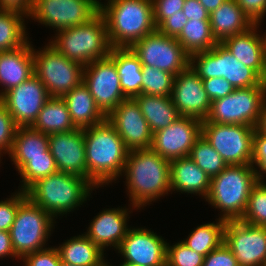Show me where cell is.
Returning a JSON list of instances; mask_svg holds the SVG:
<instances>
[{"label": "cell", "instance_id": "1", "mask_svg": "<svg viewBox=\"0 0 266 266\" xmlns=\"http://www.w3.org/2000/svg\"><path fill=\"white\" fill-rule=\"evenodd\" d=\"M86 179L95 187L116 181L125 168L129 150L107 121L83 129Z\"/></svg>", "mask_w": 266, "mask_h": 266}, {"label": "cell", "instance_id": "2", "mask_svg": "<svg viewBox=\"0 0 266 266\" xmlns=\"http://www.w3.org/2000/svg\"><path fill=\"white\" fill-rule=\"evenodd\" d=\"M123 173L132 209L147 206L171 191L170 161L151 148L130 150Z\"/></svg>", "mask_w": 266, "mask_h": 266}, {"label": "cell", "instance_id": "3", "mask_svg": "<svg viewBox=\"0 0 266 266\" xmlns=\"http://www.w3.org/2000/svg\"><path fill=\"white\" fill-rule=\"evenodd\" d=\"M100 2V13L107 25L111 48L131 47L157 30L152 0H107Z\"/></svg>", "mask_w": 266, "mask_h": 266}, {"label": "cell", "instance_id": "4", "mask_svg": "<svg viewBox=\"0 0 266 266\" xmlns=\"http://www.w3.org/2000/svg\"><path fill=\"white\" fill-rule=\"evenodd\" d=\"M94 189L86 178L58 171L39 179L26 193L35 205L57 219L87 201Z\"/></svg>", "mask_w": 266, "mask_h": 266}, {"label": "cell", "instance_id": "5", "mask_svg": "<svg viewBox=\"0 0 266 266\" xmlns=\"http://www.w3.org/2000/svg\"><path fill=\"white\" fill-rule=\"evenodd\" d=\"M252 165H228L220 174L211 178L206 201L220 209L222 220H241L252 188L258 182Z\"/></svg>", "mask_w": 266, "mask_h": 266}, {"label": "cell", "instance_id": "6", "mask_svg": "<svg viewBox=\"0 0 266 266\" xmlns=\"http://www.w3.org/2000/svg\"><path fill=\"white\" fill-rule=\"evenodd\" d=\"M49 43L83 66L108 57L111 50L106 21L100 12L85 24L57 31Z\"/></svg>", "mask_w": 266, "mask_h": 266}, {"label": "cell", "instance_id": "7", "mask_svg": "<svg viewBox=\"0 0 266 266\" xmlns=\"http://www.w3.org/2000/svg\"><path fill=\"white\" fill-rule=\"evenodd\" d=\"M190 68L201 78H224L235 89L266 85L253 69L238 61L222 44L189 56Z\"/></svg>", "mask_w": 266, "mask_h": 266}, {"label": "cell", "instance_id": "8", "mask_svg": "<svg viewBox=\"0 0 266 266\" xmlns=\"http://www.w3.org/2000/svg\"><path fill=\"white\" fill-rule=\"evenodd\" d=\"M41 49L33 48L34 75L51 97H63L83 81L84 66L65 57L49 42Z\"/></svg>", "mask_w": 266, "mask_h": 266}, {"label": "cell", "instance_id": "9", "mask_svg": "<svg viewBox=\"0 0 266 266\" xmlns=\"http://www.w3.org/2000/svg\"><path fill=\"white\" fill-rule=\"evenodd\" d=\"M55 220L50 213L27 198L19 206L9 231L16 255L22 259L29 253L46 249L45 244Z\"/></svg>", "mask_w": 266, "mask_h": 266}, {"label": "cell", "instance_id": "10", "mask_svg": "<svg viewBox=\"0 0 266 266\" xmlns=\"http://www.w3.org/2000/svg\"><path fill=\"white\" fill-rule=\"evenodd\" d=\"M266 102V85L235 89L212 101L208 117L202 122L256 127Z\"/></svg>", "mask_w": 266, "mask_h": 266}, {"label": "cell", "instance_id": "11", "mask_svg": "<svg viewBox=\"0 0 266 266\" xmlns=\"http://www.w3.org/2000/svg\"><path fill=\"white\" fill-rule=\"evenodd\" d=\"M255 127L202 122L201 135L227 165H251Z\"/></svg>", "mask_w": 266, "mask_h": 266}, {"label": "cell", "instance_id": "12", "mask_svg": "<svg viewBox=\"0 0 266 266\" xmlns=\"http://www.w3.org/2000/svg\"><path fill=\"white\" fill-rule=\"evenodd\" d=\"M100 12L99 0H34L28 18L56 32L90 21Z\"/></svg>", "mask_w": 266, "mask_h": 266}, {"label": "cell", "instance_id": "13", "mask_svg": "<svg viewBox=\"0 0 266 266\" xmlns=\"http://www.w3.org/2000/svg\"><path fill=\"white\" fill-rule=\"evenodd\" d=\"M142 66L155 67L174 76L189 66V55L176 38L157 30L135 42L131 47Z\"/></svg>", "mask_w": 266, "mask_h": 266}, {"label": "cell", "instance_id": "14", "mask_svg": "<svg viewBox=\"0 0 266 266\" xmlns=\"http://www.w3.org/2000/svg\"><path fill=\"white\" fill-rule=\"evenodd\" d=\"M83 82L105 116L127 99L121 89L115 61L110 56L84 66Z\"/></svg>", "mask_w": 266, "mask_h": 266}, {"label": "cell", "instance_id": "15", "mask_svg": "<svg viewBox=\"0 0 266 266\" xmlns=\"http://www.w3.org/2000/svg\"><path fill=\"white\" fill-rule=\"evenodd\" d=\"M224 243L239 266H265L266 227L249 225L241 220L226 221Z\"/></svg>", "mask_w": 266, "mask_h": 266}, {"label": "cell", "instance_id": "16", "mask_svg": "<svg viewBox=\"0 0 266 266\" xmlns=\"http://www.w3.org/2000/svg\"><path fill=\"white\" fill-rule=\"evenodd\" d=\"M50 97L43 83L33 75L5 92L0 100L18 127H29Z\"/></svg>", "mask_w": 266, "mask_h": 266}, {"label": "cell", "instance_id": "17", "mask_svg": "<svg viewBox=\"0 0 266 266\" xmlns=\"http://www.w3.org/2000/svg\"><path fill=\"white\" fill-rule=\"evenodd\" d=\"M201 128V120L180 116L168 127L153 133L150 148L169 161L187 157L201 136Z\"/></svg>", "mask_w": 266, "mask_h": 266}, {"label": "cell", "instance_id": "18", "mask_svg": "<svg viewBox=\"0 0 266 266\" xmlns=\"http://www.w3.org/2000/svg\"><path fill=\"white\" fill-rule=\"evenodd\" d=\"M106 120L116 129L129 151L151 147L153 133L134 99L122 101Z\"/></svg>", "mask_w": 266, "mask_h": 266}, {"label": "cell", "instance_id": "19", "mask_svg": "<svg viewBox=\"0 0 266 266\" xmlns=\"http://www.w3.org/2000/svg\"><path fill=\"white\" fill-rule=\"evenodd\" d=\"M167 242L150 229L131 228L116 249L124 261L136 266H166Z\"/></svg>", "mask_w": 266, "mask_h": 266}, {"label": "cell", "instance_id": "20", "mask_svg": "<svg viewBox=\"0 0 266 266\" xmlns=\"http://www.w3.org/2000/svg\"><path fill=\"white\" fill-rule=\"evenodd\" d=\"M170 97L181 116L204 121L210 113L212 101L190 66L175 76Z\"/></svg>", "mask_w": 266, "mask_h": 266}, {"label": "cell", "instance_id": "21", "mask_svg": "<svg viewBox=\"0 0 266 266\" xmlns=\"http://www.w3.org/2000/svg\"><path fill=\"white\" fill-rule=\"evenodd\" d=\"M49 151L59 172L86 178V152L83 129L48 135Z\"/></svg>", "mask_w": 266, "mask_h": 266}, {"label": "cell", "instance_id": "22", "mask_svg": "<svg viewBox=\"0 0 266 266\" xmlns=\"http://www.w3.org/2000/svg\"><path fill=\"white\" fill-rule=\"evenodd\" d=\"M258 28L259 25L255 23L243 33L232 35L221 43L238 61L253 69L266 81V51L263 36L257 32Z\"/></svg>", "mask_w": 266, "mask_h": 266}, {"label": "cell", "instance_id": "23", "mask_svg": "<svg viewBox=\"0 0 266 266\" xmlns=\"http://www.w3.org/2000/svg\"><path fill=\"white\" fill-rule=\"evenodd\" d=\"M124 208L101 211L90 223L87 233L85 232V235L103 251L108 246L117 249L130 229L127 226L130 211Z\"/></svg>", "mask_w": 266, "mask_h": 266}, {"label": "cell", "instance_id": "24", "mask_svg": "<svg viewBox=\"0 0 266 266\" xmlns=\"http://www.w3.org/2000/svg\"><path fill=\"white\" fill-rule=\"evenodd\" d=\"M33 75V46L30 41L21 48L0 52V85L4 87L0 91V97Z\"/></svg>", "mask_w": 266, "mask_h": 266}, {"label": "cell", "instance_id": "25", "mask_svg": "<svg viewBox=\"0 0 266 266\" xmlns=\"http://www.w3.org/2000/svg\"><path fill=\"white\" fill-rule=\"evenodd\" d=\"M211 178L189 157L170 161L171 191L198 194L206 198Z\"/></svg>", "mask_w": 266, "mask_h": 266}, {"label": "cell", "instance_id": "26", "mask_svg": "<svg viewBox=\"0 0 266 266\" xmlns=\"http://www.w3.org/2000/svg\"><path fill=\"white\" fill-rule=\"evenodd\" d=\"M212 34L218 43L243 33L255 23L247 16L236 0H226L209 16Z\"/></svg>", "mask_w": 266, "mask_h": 266}, {"label": "cell", "instance_id": "27", "mask_svg": "<svg viewBox=\"0 0 266 266\" xmlns=\"http://www.w3.org/2000/svg\"><path fill=\"white\" fill-rule=\"evenodd\" d=\"M62 98L67 104L71 120L76 128L85 129L106 120V116L97 107L83 81Z\"/></svg>", "mask_w": 266, "mask_h": 266}, {"label": "cell", "instance_id": "28", "mask_svg": "<svg viewBox=\"0 0 266 266\" xmlns=\"http://www.w3.org/2000/svg\"><path fill=\"white\" fill-rule=\"evenodd\" d=\"M109 56L115 61L124 96L133 99L142 94V64L132 49L111 48Z\"/></svg>", "mask_w": 266, "mask_h": 266}, {"label": "cell", "instance_id": "29", "mask_svg": "<svg viewBox=\"0 0 266 266\" xmlns=\"http://www.w3.org/2000/svg\"><path fill=\"white\" fill-rule=\"evenodd\" d=\"M8 155L17 171L28 162V157L52 156L49 151L48 135L31 126L18 127L12 149Z\"/></svg>", "mask_w": 266, "mask_h": 266}, {"label": "cell", "instance_id": "30", "mask_svg": "<svg viewBox=\"0 0 266 266\" xmlns=\"http://www.w3.org/2000/svg\"><path fill=\"white\" fill-rule=\"evenodd\" d=\"M133 99L139 105L152 133L168 127L181 116L170 96L140 94Z\"/></svg>", "mask_w": 266, "mask_h": 266}, {"label": "cell", "instance_id": "31", "mask_svg": "<svg viewBox=\"0 0 266 266\" xmlns=\"http://www.w3.org/2000/svg\"><path fill=\"white\" fill-rule=\"evenodd\" d=\"M61 261L74 266H102L104 251L85 234L75 236L56 247Z\"/></svg>", "mask_w": 266, "mask_h": 266}, {"label": "cell", "instance_id": "32", "mask_svg": "<svg viewBox=\"0 0 266 266\" xmlns=\"http://www.w3.org/2000/svg\"><path fill=\"white\" fill-rule=\"evenodd\" d=\"M31 127L47 135L76 129L62 97H50Z\"/></svg>", "mask_w": 266, "mask_h": 266}, {"label": "cell", "instance_id": "33", "mask_svg": "<svg viewBox=\"0 0 266 266\" xmlns=\"http://www.w3.org/2000/svg\"><path fill=\"white\" fill-rule=\"evenodd\" d=\"M25 18L21 12L0 9V52L21 48L29 41Z\"/></svg>", "mask_w": 266, "mask_h": 266}, {"label": "cell", "instance_id": "34", "mask_svg": "<svg viewBox=\"0 0 266 266\" xmlns=\"http://www.w3.org/2000/svg\"><path fill=\"white\" fill-rule=\"evenodd\" d=\"M176 39L189 56L208 51L218 43L212 34L210 20H188Z\"/></svg>", "mask_w": 266, "mask_h": 266}, {"label": "cell", "instance_id": "35", "mask_svg": "<svg viewBox=\"0 0 266 266\" xmlns=\"http://www.w3.org/2000/svg\"><path fill=\"white\" fill-rule=\"evenodd\" d=\"M217 221L197 226L182 242L205 257L224 242L226 221L220 218Z\"/></svg>", "mask_w": 266, "mask_h": 266}, {"label": "cell", "instance_id": "36", "mask_svg": "<svg viewBox=\"0 0 266 266\" xmlns=\"http://www.w3.org/2000/svg\"><path fill=\"white\" fill-rule=\"evenodd\" d=\"M189 157L210 178L220 174L228 165L221 155L201 135L191 148Z\"/></svg>", "mask_w": 266, "mask_h": 266}, {"label": "cell", "instance_id": "37", "mask_svg": "<svg viewBox=\"0 0 266 266\" xmlns=\"http://www.w3.org/2000/svg\"><path fill=\"white\" fill-rule=\"evenodd\" d=\"M18 171L22 180L19 190L26 192L39 179L58 172V169L53 156H37L28 157V162Z\"/></svg>", "mask_w": 266, "mask_h": 266}, {"label": "cell", "instance_id": "38", "mask_svg": "<svg viewBox=\"0 0 266 266\" xmlns=\"http://www.w3.org/2000/svg\"><path fill=\"white\" fill-rule=\"evenodd\" d=\"M142 75V94L171 96L174 75L150 66H142Z\"/></svg>", "mask_w": 266, "mask_h": 266}, {"label": "cell", "instance_id": "39", "mask_svg": "<svg viewBox=\"0 0 266 266\" xmlns=\"http://www.w3.org/2000/svg\"><path fill=\"white\" fill-rule=\"evenodd\" d=\"M241 221L253 226L266 227V183L258 180L251 190Z\"/></svg>", "mask_w": 266, "mask_h": 266}, {"label": "cell", "instance_id": "40", "mask_svg": "<svg viewBox=\"0 0 266 266\" xmlns=\"http://www.w3.org/2000/svg\"><path fill=\"white\" fill-rule=\"evenodd\" d=\"M204 256L187 247L182 241L166 245V266H202Z\"/></svg>", "mask_w": 266, "mask_h": 266}, {"label": "cell", "instance_id": "41", "mask_svg": "<svg viewBox=\"0 0 266 266\" xmlns=\"http://www.w3.org/2000/svg\"><path fill=\"white\" fill-rule=\"evenodd\" d=\"M17 129L18 126L0 100V152L3 154L10 153Z\"/></svg>", "mask_w": 266, "mask_h": 266}, {"label": "cell", "instance_id": "42", "mask_svg": "<svg viewBox=\"0 0 266 266\" xmlns=\"http://www.w3.org/2000/svg\"><path fill=\"white\" fill-rule=\"evenodd\" d=\"M16 193L0 201V231H10L19 206L28 198L24 191L18 190Z\"/></svg>", "mask_w": 266, "mask_h": 266}, {"label": "cell", "instance_id": "43", "mask_svg": "<svg viewBox=\"0 0 266 266\" xmlns=\"http://www.w3.org/2000/svg\"><path fill=\"white\" fill-rule=\"evenodd\" d=\"M185 0H152L156 28L171 15L182 14Z\"/></svg>", "mask_w": 266, "mask_h": 266}, {"label": "cell", "instance_id": "44", "mask_svg": "<svg viewBox=\"0 0 266 266\" xmlns=\"http://www.w3.org/2000/svg\"><path fill=\"white\" fill-rule=\"evenodd\" d=\"M21 260L25 266H60L62 262L59 251L55 247L29 253Z\"/></svg>", "mask_w": 266, "mask_h": 266}, {"label": "cell", "instance_id": "45", "mask_svg": "<svg viewBox=\"0 0 266 266\" xmlns=\"http://www.w3.org/2000/svg\"><path fill=\"white\" fill-rule=\"evenodd\" d=\"M251 165L255 168L258 179L264 181V175L262 174H266V137L259 134L256 130L253 135V158Z\"/></svg>", "mask_w": 266, "mask_h": 266}, {"label": "cell", "instance_id": "46", "mask_svg": "<svg viewBox=\"0 0 266 266\" xmlns=\"http://www.w3.org/2000/svg\"><path fill=\"white\" fill-rule=\"evenodd\" d=\"M202 266H239V264L232 251L223 242L204 257Z\"/></svg>", "mask_w": 266, "mask_h": 266}, {"label": "cell", "instance_id": "47", "mask_svg": "<svg viewBox=\"0 0 266 266\" xmlns=\"http://www.w3.org/2000/svg\"><path fill=\"white\" fill-rule=\"evenodd\" d=\"M202 83L211 101L224 98L235 90L233 85L222 77L202 79Z\"/></svg>", "mask_w": 266, "mask_h": 266}, {"label": "cell", "instance_id": "48", "mask_svg": "<svg viewBox=\"0 0 266 266\" xmlns=\"http://www.w3.org/2000/svg\"><path fill=\"white\" fill-rule=\"evenodd\" d=\"M188 19L182 14L171 15L165 19L158 27L157 31L161 34L177 38L183 30V27L187 24Z\"/></svg>", "mask_w": 266, "mask_h": 266}, {"label": "cell", "instance_id": "49", "mask_svg": "<svg viewBox=\"0 0 266 266\" xmlns=\"http://www.w3.org/2000/svg\"><path fill=\"white\" fill-rule=\"evenodd\" d=\"M247 16L260 26L266 14V0H236Z\"/></svg>", "mask_w": 266, "mask_h": 266}, {"label": "cell", "instance_id": "50", "mask_svg": "<svg viewBox=\"0 0 266 266\" xmlns=\"http://www.w3.org/2000/svg\"><path fill=\"white\" fill-rule=\"evenodd\" d=\"M182 11L188 20H209L210 14L198 0H185Z\"/></svg>", "mask_w": 266, "mask_h": 266}, {"label": "cell", "instance_id": "51", "mask_svg": "<svg viewBox=\"0 0 266 266\" xmlns=\"http://www.w3.org/2000/svg\"><path fill=\"white\" fill-rule=\"evenodd\" d=\"M34 0H0V9L18 11L27 17L31 14Z\"/></svg>", "mask_w": 266, "mask_h": 266}, {"label": "cell", "instance_id": "52", "mask_svg": "<svg viewBox=\"0 0 266 266\" xmlns=\"http://www.w3.org/2000/svg\"><path fill=\"white\" fill-rule=\"evenodd\" d=\"M6 256L20 259L13 249L10 232L0 231V258Z\"/></svg>", "mask_w": 266, "mask_h": 266}, {"label": "cell", "instance_id": "53", "mask_svg": "<svg viewBox=\"0 0 266 266\" xmlns=\"http://www.w3.org/2000/svg\"><path fill=\"white\" fill-rule=\"evenodd\" d=\"M255 129L259 134L266 137V102L264 103V105L262 107L259 121H258Z\"/></svg>", "mask_w": 266, "mask_h": 266}, {"label": "cell", "instance_id": "54", "mask_svg": "<svg viewBox=\"0 0 266 266\" xmlns=\"http://www.w3.org/2000/svg\"><path fill=\"white\" fill-rule=\"evenodd\" d=\"M210 14L218 9L226 0H198Z\"/></svg>", "mask_w": 266, "mask_h": 266}, {"label": "cell", "instance_id": "55", "mask_svg": "<svg viewBox=\"0 0 266 266\" xmlns=\"http://www.w3.org/2000/svg\"><path fill=\"white\" fill-rule=\"evenodd\" d=\"M119 266H136V265L124 261Z\"/></svg>", "mask_w": 266, "mask_h": 266}, {"label": "cell", "instance_id": "56", "mask_svg": "<svg viewBox=\"0 0 266 266\" xmlns=\"http://www.w3.org/2000/svg\"><path fill=\"white\" fill-rule=\"evenodd\" d=\"M263 40H264V47H265V51H266V32H265V34H263Z\"/></svg>", "mask_w": 266, "mask_h": 266}, {"label": "cell", "instance_id": "57", "mask_svg": "<svg viewBox=\"0 0 266 266\" xmlns=\"http://www.w3.org/2000/svg\"><path fill=\"white\" fill-rule=\"evenodd\" d=\"M60 266H74V265H69V264H66L64 262H61V265Z\"/></svg>", "mask_w": 266, "mask_h": 266}, {"label": "cell", "instance_id": "58", "mask_svg": "<svg viewBox=\"0 0 266 266\" xmlns=\"http://www.w3.org/2000/svg\"><path fill=\"white\" fill-rule=\"evenodd\" d=\"M102 266H112V265H108V263L105 262Z\"/></svg>", "mask_w": 266, "mask_h": 266}, {"label": "cell", "instance_id": "59", "mask_svg": "<svg viewBox=\"0 0 266 266\" xmlns=\"http://www.w3.org/2000/svg\"><path fill=\"white\" fill-rule=\"evenodd\" d=\"M1 156H3L2 152H0V162H1Z\"/></svg>", "mask_w": 266, "mask_h": 266}]
</instances>
